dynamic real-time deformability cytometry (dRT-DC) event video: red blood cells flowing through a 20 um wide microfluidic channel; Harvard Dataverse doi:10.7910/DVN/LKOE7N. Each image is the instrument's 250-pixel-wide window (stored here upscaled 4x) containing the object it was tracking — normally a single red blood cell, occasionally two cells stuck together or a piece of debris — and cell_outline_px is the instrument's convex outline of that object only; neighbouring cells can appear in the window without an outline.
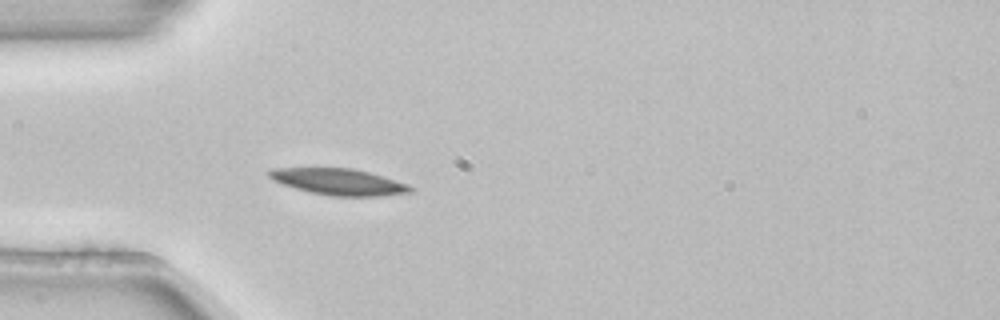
{"species": "common noctule bat (a hibernating species)", "species_latin": "Nyctalus noctula", "temperature_condition": "room temperature", "stored_images_in_passage": 5, "camera_frame_rate_fps": 3000, "um_per_image_px": 0.085, "animal": {"sex": "female", "body_mass_g": 22.7, "forearm_length_mm": 54.2}, "frame": {"image": 1, "passage_image": 5, "time_ms": 1.333, "image_size_px": [1000, 320], "cell_outline_px": [[416, 188], [412, 192], [384, 196], [332, 196], [312, 192], [296, 188], [272, 180], [268, 176], [268, 172], [272, 168], [352, 168], [368, 172], [408, 184]], "centroid_in_image_um": [28.83, 15.45], "position_along_channel_um": 56.2, "area_um2": 21.56}}